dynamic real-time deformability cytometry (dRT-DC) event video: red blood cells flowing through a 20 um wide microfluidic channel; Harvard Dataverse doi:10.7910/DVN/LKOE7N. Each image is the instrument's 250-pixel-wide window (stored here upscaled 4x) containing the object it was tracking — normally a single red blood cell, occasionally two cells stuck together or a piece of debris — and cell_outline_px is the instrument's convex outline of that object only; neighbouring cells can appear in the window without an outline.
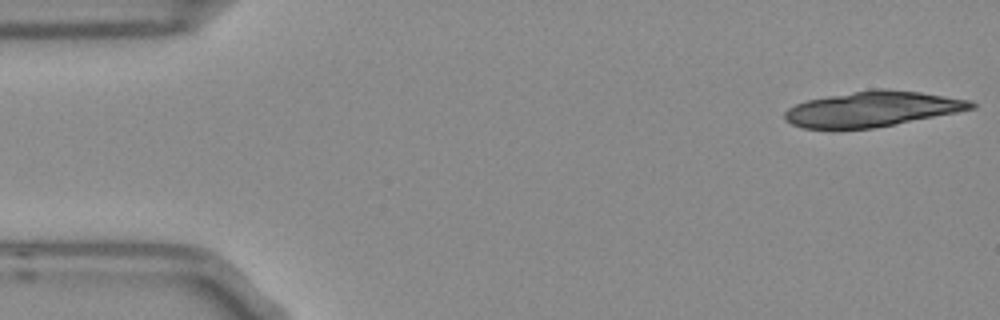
{"species": "Egyptian fruit bat (a non-hibernating species)", "species_latin": "Rousettus aegyptiacus", "temperature_condition": "room temperature", "stored_images_in_passage": 16, "camera_frame_rate_fps": 3000, "um_per_image_px": 0.085, "frame": {"image": 1, "passage_image": 1, "time_ms": 0.0, "image_size_px": [1000, 320], "cell_outline_px": [[976, 108], [896, 124], [872, 128], [804, 128], [792, 124], [784, 120], [784, 112], [788, 108], [804, 100], [876, 88], [884, 88], [920, 92], [972, 100], [976, 104]], "centroid_in_image_um": [74.15, 9.25], "position_along_channel_um": 10.8, "area_um2": 38.15}}